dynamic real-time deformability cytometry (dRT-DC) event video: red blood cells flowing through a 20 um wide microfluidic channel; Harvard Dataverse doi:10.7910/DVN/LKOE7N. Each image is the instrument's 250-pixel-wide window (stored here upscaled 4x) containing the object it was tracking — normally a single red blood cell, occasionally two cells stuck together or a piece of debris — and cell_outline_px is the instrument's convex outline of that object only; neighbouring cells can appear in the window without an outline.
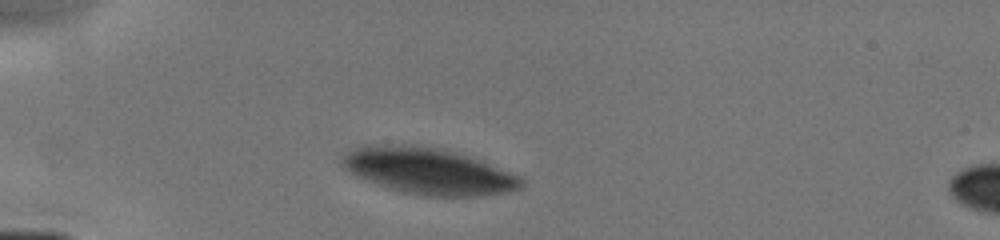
{"species": "human", "species_latin": "Homo sapiens", "temperature_condition": "cold", "stored_images_in_passage": 2, "camera_frame_rate_fps": 3000, "um_per_image_px": 0.085, "donor": {"sex": "male"}, "frame": {"image": 1, "passage_image": 1, "time_ms": 0.0, "image_size_px": [1000, 240], "cell_outline_px": [[524, 184], [520, 188], [508, 192], [480, 196], [424, 196], [404, 192], [388, 188], [376, 184], [356, 176], [348, 172], [344, 168], [340, 160], [340, 156], [364, 144], [420, 144], [460, 152], [476, 156], [520, 176], [524, 180]], "centroid_in_image_um": [36.44, 14.51], "position_along_channel_um": 48.6, "area_um2": 49.48}}